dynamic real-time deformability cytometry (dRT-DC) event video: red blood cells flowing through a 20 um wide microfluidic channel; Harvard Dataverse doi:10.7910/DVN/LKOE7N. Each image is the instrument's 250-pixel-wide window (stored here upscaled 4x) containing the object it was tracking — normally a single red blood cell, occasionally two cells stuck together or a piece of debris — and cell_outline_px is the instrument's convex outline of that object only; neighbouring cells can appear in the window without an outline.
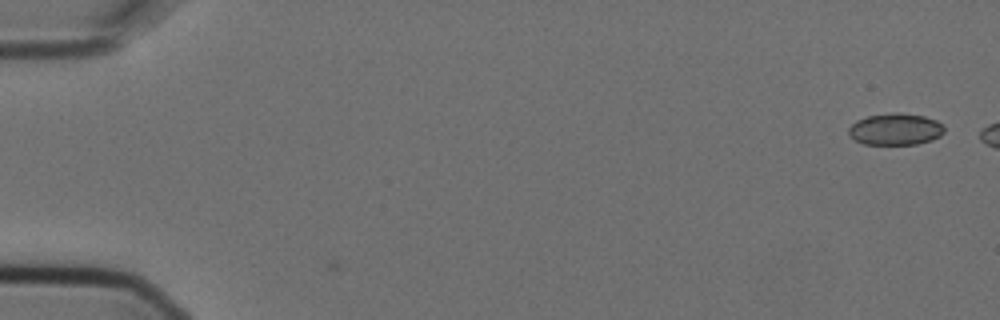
{"species": "Egyptian fruit bat (a non-hibernating species)", "species_latin": "Rousettus aegyptiacus", "temperature_condition": "cold", "stored_images_in_passage": 2, "camera_frame_rate_fps": 3000, "um_per_image_px": 0.085, "animal": {"sex": "female"}, "frame": {"image": 1, "passage_image": 1, "time_ms": 0.0, "image_size_px": [1000, 320], "cell_outline_px": [[944, 132], [940, 136], [932, 140], [916, 144], [864, 144], [848, 136], [848, 128], [856, 120], [868, 116], [892, 112], [900, 112], [924, 116], [936, 120], [944, 128]], "centroid_in_image_um": [76.09, 10.98], "position_along_channel_um": 8.9, "area_um2": 17.74}}